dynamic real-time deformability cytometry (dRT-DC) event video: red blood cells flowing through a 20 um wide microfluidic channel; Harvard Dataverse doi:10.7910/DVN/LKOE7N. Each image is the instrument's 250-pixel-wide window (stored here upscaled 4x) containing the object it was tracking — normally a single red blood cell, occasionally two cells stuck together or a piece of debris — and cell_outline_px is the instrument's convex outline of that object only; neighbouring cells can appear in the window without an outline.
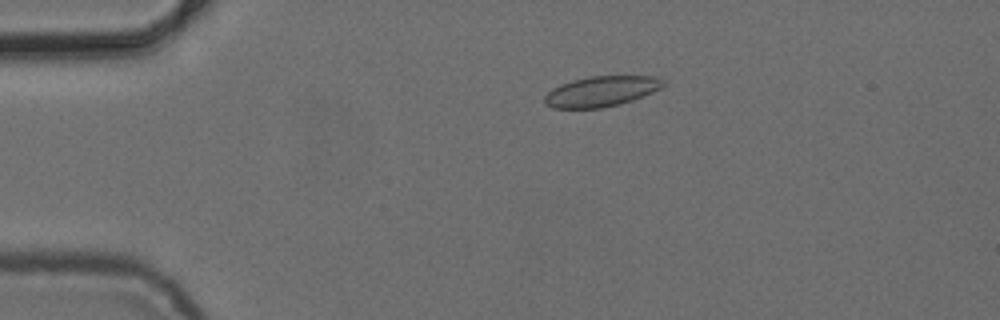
{"species": "common noctule bat (a hibernating species)", "species_latin": "Nyctalus noctula", "temperature_condition": "cold", "stored_images_in_passage": 5, "camera_frame_rate_fps": 3000, "um_per_image_px": 0.085, "animal": {"sex": "female", "body_mass_g": 24.6, "forearm_length_mm": 56.2}, "frame": {"image": 1, "passage_image": 4, "time_ms": 3.333, "image_size_px": [1000, 320], "cell_outline_px": [[664, 84], [660, 88], [652, 92], [632, 100], [620, 104], [600, 108], [552, 108], [544, 100], [544, 96], [552, 88], [560, 84], [572, 80], [588, 76], [656, 76], [664, 80]], "centroid_in_image_um": [51.09, 7.75], "position_along_channel_um": 33.9, "area_um2": 20.92}}